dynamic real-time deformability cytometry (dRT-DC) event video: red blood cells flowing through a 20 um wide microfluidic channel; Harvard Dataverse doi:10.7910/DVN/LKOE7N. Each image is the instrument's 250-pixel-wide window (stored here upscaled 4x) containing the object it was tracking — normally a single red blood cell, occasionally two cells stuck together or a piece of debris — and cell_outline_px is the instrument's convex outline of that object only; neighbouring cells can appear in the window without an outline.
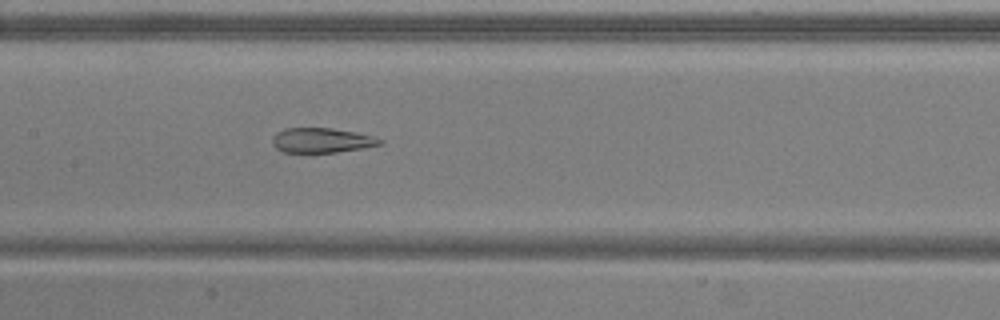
{"species": "common noctule bat (a hibernating species)", "species_latin": "Nyctalus noctula", "temperature_condition": "warm", "stored_images_in_passage": 52, "camera_frame_rate_fps": 3000, "um_per_image_px": 0.085, "animal": {"sex": "male", "body_mass_g": 20.5, "forearm_length_mm": 52.5}, "frame": {"image": 1, "passage_image": 24, "time_ms": 7.667, "image_size_px": [1000, 320], "cell_outline_px": [[384, 144], [364, 148], [336, 152], [284, 152], [276, 148], [272, 144], [272, 136], [276, 132], [284, 128], [332, 128], [356, 132], [376, 136], [384, 140]], "centroid_in_image_um": [27.38, 11.92], "position_along_channel_um": 180.0, "area_um2": 15.78}}
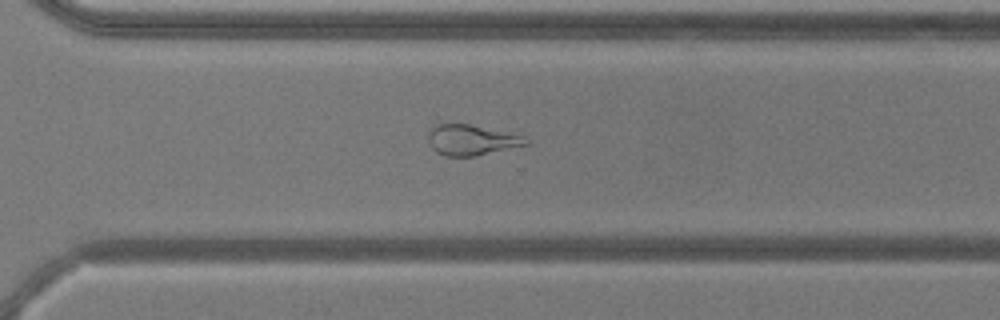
{"frame": {"image": 2, "passage_image": 36, "time_ms": 11.667, "image_size_px": [1000, 320], "cell_outline_px": [[532, 144], [476, 156], [444, 156], [436, 152], [428, 144], [428, 132], [436, 124], [468, 124], [512, 132], [524, 136]], "centroid_in_image_um": [40.12, 11.9], "position_along_channel_um": 330.5, "area_um2": 17.74}}
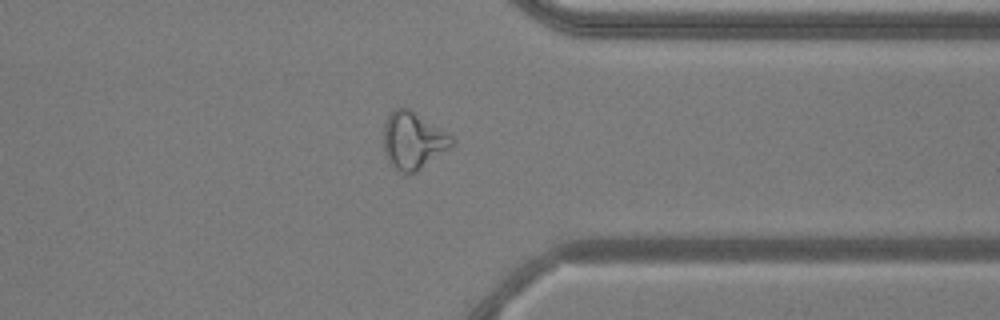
{"frame": {"image": 3, "passage_image": 40, "time_ms": 13.0, "image_size_px": [1000, 320], "cell_outline_px": [[456, 144], [452, 148], [416, 172], [408, 176], [404, 176], [388, 160], [384, 152], [384, 124], [388, 116], [396, 108], [408, 108], [452, 136]], "centroid_in_image_um": [35.14, 12.0], "position_along_channel_um": 376.3, "area_um2": 22.77}, "authors_computed_cell_mechanics": {"area_um2": 22.9466, "velocity_mm_per_s": 3.778, "shape_relaxation_time_tau1_ms": null, "shape_relaxation_time_tau2_ms": 1.6868, "deformation_change_tau1": null, "deformation_change_tau2": 0.1097}}